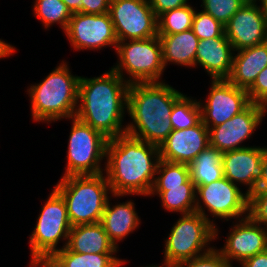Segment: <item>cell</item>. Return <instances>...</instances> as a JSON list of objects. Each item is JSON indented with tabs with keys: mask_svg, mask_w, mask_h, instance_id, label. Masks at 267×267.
I'll return each instance as SVG.
<instances>
[{
	"mask_svg": "<svg viewBox=\"0 0 267 267\" xmlns=\"http://www.w3.org/2000/svg\"><path fill=\"white\" fill-rule=\"evenodd\" d=\"M105 159L113 197L150 194L160 161L158 146L126 133L108 139Z\"/></svg>",
	"mask_w": 267,
	"mask_h": 267,
	"instance_id": "obj_1",
	"label": "cell"
},
{
	"mask_svg": "<svg viewBox=\"0 0 267 267\" xmlns=\"http://www.w3.org/2000/svg\"><path fill=\"white\" fill-rule=\"evenodd\" d=\"M129 84L112 68L102 76H80L75 116L106 138L126 134L122 124Z\"/></svg>",
	"mask_w": 267,
	"mask_h": 267,
	"instance_id": "obj_2",
	"label": "cell"
},
{
	"mask_svg": "<svg viewBox=\"0 0 267 267\" xmlns=\"http://www.w3.org/2000/svg\"><path fill=\"white\" fill-rule=\"evenodd\" d=\"M182 95L163 80L129 84L126 112L132 122L125 125L126 133L160 147L173 130L172 108Z\"/></svg>",
	"mask_w": 267,
	"mask_h": 267,
	"instance_id": "obj_3",
	"label": "cell"
},
{
	"mask_svg": "<svg viewBox=\"0 0 267 267\" xmlns=\"http://www.w3.org/2000/svg\"><path fill=\"white\" fill-rule=\"evenodd\" d=\"M79 80L62 61L42 82L31 85L27 92L33 121L50 123L75 117Z\"/></svg>",
	"mask_w": 267,
	"mask_h": 267,
	"instance_id": "obj_4",
	"label": "cell"
},
{
	"mask_svg": "<svg viewBox=\"0 0 267 267\" xmlns=\"http://www.w3.org/2000/svg\"><path fill=\"white\" fill-rule=\"evenodd\" d=\"M54 188L66 202L71 226L101 222L108 195H112L104 173L62 177Z\"/></svg>",
	"mask_w": 267,
	"mask_h": 267,
	"instance_id": "obj_5",
	"label": "cell"
},
{
	"mask_svg": "<svg viewBox=\"0 0 267 267\" xmlns=\"http://www.w3.org/2000/svg\"><path fill=\"white\" fill-rule=\"evenodd\" d=\"M115 52L119 61L112 69L128 84L160 82L165 70L159 36L119 41ZM123 70L129 78H125Z\"/></svg>",
	"mask_w": 267,
	"mask_h": 267,
	"instance_id": "obj_6",
	"label": "cell"
},
{
	"mask_svg": "<svg viewBox=\"0 0 267 267\" xmlns=\"http://www.w3.org/2000/svg\"><path fill=\"white\" fill-rule=\"evenodd\" d=\"M168 235L164 259L176 267L213 248L208 245L215 240V226L200 213L193 212L181 215Z\"/></svg>",
	"mask_w": 267,
	"mask_h": 267,
	"instance_id": "obj_7",
	"label": "cell"
},
{
	"mask_svg": "<svg viewBox=\"0 0 267 267\" xmlns=\"http://www.w3.org/2000/svg\"><path fill=\"white\" fill-rule=\"evenodd\" d=\"M68 141L67 164L62 177L103 173L101 161L106 157L108 138L76 116Z\"/></svg>",
	"mask_w": 267,
	"mask_h": 267,
	"instance_id": "obj_8",
	"label": "cell"
},
{
	"mask_svg": "<svg viewBox=\"0 0 267 267\" xmlns=\"http://www.w3.org/2000/svg\"><path fill=\"white\" fill-rule=\"evenodd\" d=\"M41 209L35 228L29 237L30 256L54 255L66 247L72 227L66 202L55 188ZM60 240L66 241L62 248L57 247Z\"/></svg>",
	"mask_w": 267,
	"mask_h": 267,
	"instance_id": "obj_9",
	"label": "cell"
},
{
	"mask_svg": "<svg viewBox=\"0 0 267 267\" xmlns=\"http://www.w3.org/2000/svg\"><path fill=\"white\" fill-rule=\"evenodd\" d=\"M242 192L237 185L226 177L210 184L196 187L195 212L200 213L215 226V239L218 237L219 230L214 220H211L209 215L205 213L204 208H207V211L215 219L219 217L229 221V219H242L240 218L242 216L245 218L248 216L249 195L246 192ZM201 201L205 207L202 206Z\"/></svg>",
	"mask_w": 267,
	"mask_h": 267,
	"instance_id": "obj_10",
	"label": "cell"
},
{
	"mask_svg": "<svg viewBox=\"0 0 267 267\" xmlns=\"http://www.w3.org/2000/svg\"><path fill=\"white\" fill-rule=\"evenodd\" d=\"M108 13L118 42L158 35L157 16L148 0H111Z\"/></svg>",
	"mask_w": 267,
	"mask_h": 267,
	"instance_id": "obj_11",
	"label": "cell"
},
{
	"mask_svg": "<svg viewBox=\"0 0 267 267\" xmlns=\"http://www.w3.org/2000/svg\"><path fill=\"white\" fill-rule=\"evenodd\" d=\"M74 50H101L113 46L116 50L118 39L109 13H73L65 30Z\"/></svg>",
	"mask_w": 267,
	"mask_h": 267,
	"instance_id": "obj_12",
	"label": "cell"
},
{
	"mask_svg": "<svg viewBox=\"0 0 267 267\" xmlns=\"http://www.w3.org/2000/svg\"><path fill=\"white\" fill-rule=\"evenodd\" d=\"M211 82L207 102L199 101L202 122L208 129L223 124L251 104L247 90L238 88L227 79Z\"/></svg>",
	"mask_w": 267,
	"mask_h": 267,
	"instance_id": "obj_13",
	"label": "cell"
},
{
	"mask_svg": "<svg viewBox=\"0 0 267 267\" xmlns=\"http://www.w3.org/2000/svg\"><path fill=\"white\" fill-rule=\"evenodd\" d=\"M266 113L267 107L251 103L245 110L233 118L208 129L209 145L222 153L245 148L246 146H242L241 143L254 134Z\"/></svg>",
	"mask_w": 267,
	"mask_h": 267,
	"instance_id": "obj_14",
	"label": "cell"
},
{
	"mask_svg": "<svg viewBox=\"0 0 267 267\" xmlns=\"http://www.w3.org/2000/svg\"><path fill=\"white\" fill-rule=\"evenodd\" d=\"M259 3H244L224 26L234 52L267 42V25Z\"/></svg>",
	"mask_w": 267,
	"mask_h": 267,
	"instance_id": "obj_15",
	"label": "cell"
},
{
	"mask_svg": "<svg viewBox=\"0 0 267 267\" xmlns=\"http://www.w3.org/2000/svg\"><path fill=\"white\" fill-rule=\"evenodd\" d=\"M228 234L224 247L218 251L230 264L233 261L241 264L247 258L267 250V227L249 216L239 219Z\"/></svg>",
	"mask_w": 267,
	"mask_h": 267,
	"instance_id": "obj_16",
	"label": "cell"
},
{
	"mask_svg": "<svg viewBox=\"0 0 267 267\" xmlns=\"http://www.w3.org/2000/svg\"><path fill=\"white\" fill-rule=\"evenodd\" d=\"M264 147H250L224 152L222 164L224 177L237 186L246 185V193L255 192L262 177V157ZM239 183V185H238Z\"/></svg>",
	"mask_w": 267,
	"mask_h": 267,
	"instance_id": "obj_17",
	"label": "cell"
},
{
	"mask_svg": "<svg viewBox=\"0 0 267 267\" xmlns=\"http://www.w3.org/2000/svg\"><path fill=\"white\" fill-rule=\"evenodd\" d=\"M208 146L209 131L201 120L193 127L172 130L159 147L160 159L189 165Z\"/></svg>",
	"mask_w": 267,
	"mask_h": 267,
	"instance_id": "obj_18",
	"label": "cell"
},
{
	"mask_svg": "<svg viewBox=\"0 0 267 267\" xmlns=\"http://www.w3.org/2000/svg\"><path fill=\"white\" fill-rule=\"evenodd\" d=\"M233 46L227 37L199 40L195 67L202 66L212 80L227 79L233 64Z\"/></svg>",
	"mask_w": 267,
	"mask_h": 267,
	"instance_id": "obj_19",
	"label": "cell"
},
{
	"mask_svg": "<svg viewBox=\"0 0 267 267\" xmlns=\"http://www.w3.org/2000/svg\"><path fill=\"white\" fill-rule=\"evenodd\" d=\"M267 67V42L237 51L227 80L248 90L258 74Z\"/></svg>",
	"mask_w": 267,
	"mask_h": 267,
	"instance_id": "obj_20",
	"label": "cell"
},
{
	"mask_svg": "<svg viewBox=\"0 0 267 267\" xmlns=\"http://www.w3.org/2000/svg\"><path fill=\"white\" fill-rule=\"evenodd\" d=\"M109 200L104 208L101 223L109 239L118 247L117 243L132 234L141 222L135 211L134 202L129 200L112 205Z\"/></svg>",
	"mask_w": 267,
	"mask_h": 267,
	"instance_id": "obj_21",
	"label": "cell"
},
{
	"mask_svg": "<svg viewBox=\"0 0 267 267\" xmlns=\"http://www.w3.org/2000/svg\"><path fill=\"white\" fill-rule=\"evenodd\" d=\"M67 247L76 253H117L101 222L72 226Z\"/></svg>",
	"mask_w": 267,
	"mask_h": 267,
	"instance_id": "obj_22",
	"label": "cell"
},
{
	"mask_svg": "<svg viewBox=\"0 0 267 267\" xmlns=\"http://www.w3.org/2000/svg\"><path fill=\"white\" fill-rule=\"evenodd\" d=\"M162 46V60L164 67L167 64L195 67V55L199 38L193 30L175 34H158Z\"/></svg>",
	"mask_w": 267,
	"mask_h": 267,
	"instance_id": "obj_23",
	"label": "cell"
},
{
	"mask_svg": "<svg viewBox=\"0 0 267 267\" xmlns=\"http://www.w3.org/2000/svg\"><path fill=\"white\" fill-rule=\"evenodd\" d=\"M154 194L159 195L166 211L179 212L181 215L195 212L196 187L190 178L180 186L152 187L149 196Z\"/></svg>",
	"mask_w": 267,
	"mask_h": 267,
	"instance_id": "obj_24",
	"label": "cell"
},
{
	"mask_svg": "<svg viewBox=\"0 0 267 267\" xmlns=\"http://www.w3.org/2000/svg\"><path fill=\"white\" fill-rule=\"evenodd\" d=\"M222 155V152L209 145L189 164L190 179L195 187L210 184L224 177Z\"/></svg>",
	"mask_w": 267,
	"mask_h": 267,
	"instance_id": "obj_25",
	"label": "cell"
},
{
	"mask_svg": "<svg viewBox=\"0 0 267 267\" xmlns=\"http://www.w3.org/2000/svg\"><path fill=\"white\" fill-rule=\"evenodd\" d=\"M113 254L115 253H76L66 246L54 256L65 267H120L126 263Z\"/></svg>",
	"mask_w": 267,
	"mask_h": 267,
	"instance_id": "obj_26",
	"label": "cell"
},
{
	"mask_svg": "<svg viewBox=\"0 0 267 267\" xmlns=\"http://www.w3.org/2000/svg\"><path fill=\"white\" fill-rule=\"evenodd\" d=\"M33 7L35 16L45 29L58 23L65 32L72 13L62 0H35Z\"/></svg>",
	"mask_w": 267,
	"mask_h": 267,
	"instance_id": "obj_27",
	"label": "cell"
},
{
	"mask_svg": "<svg viewBox=\"0 0 267 267\" xmlns=\"http://www.w3.org/2000/svg\"><path fill=\"white\" fill-rule=\"evenodd\" d=\"M170 120L173 130H183L197 125L202 120L199 101L183 94L174 103Z\"/></svg>",
	"mask_w": 267,
	"mask_h": 267,
	"instance_id": "obj_28",
	"label": "cell"
},
{
	"mask_svg": "<svg viewBox=\"0 0 267 267\" xmlns=\"http://www.w3.org/2000/svg\"><path fill=\"white\" fill-rule=\"evenodd\" d=\"M196 10L187 4L161 14L157 18L158 34H175L192 29Z\"/></svg>",
	"mask_w": 267,
	"mask_h": 267,
	"instance_id": "obj_29",
	"label": "cell"
},
{
	"mask_svg": "<svg viewBox=\"0 0 267 267\" xmlns=\"http://www.w3.org/2000/svg\"><path fill=\"white\" fill-rule=\"evenodd\" d=\"M153 187H175L184 184L190 178L188 164L174 163L160 159Z\"/></svg>",
	"mask_w": 267,
	"mask_h": 267,
	"instance_id": "obj_30",
	"label": "cell"
},
{
	"mask_svg": "<svg viewBox=\"0 0 267 267\" xmlns=\"http://www.w3.org/2000/svg\"><path fill=\"white\" fill-rule=\"evenodd\" d=\"M192 30L199 40L226 37L224 25L204 11L195 12Z\"/></svg>",
	"mask_w": 267,
	"mask_h": 267,
	"instance_id": "obj_31",
	"label": "cell"
},
{
	"mask_svg": "<svg viewBox=\"0 0 267 267\" xmlns=\"http://www.w3.org/2000/svg\"><path fill=\"white\" fill-rule=\"evenodd\" d=\"M243 4L242 0H202L200 7L225 26Z\"/></svg>",
	"mask_w": 267,
	"mask_h": 267,
	"instance_id": "obj_32",
	"label": "cell"
},
{
	"mask_svg": "<svg viewBox=\"0 0 267 267\" xmlns=\"http://www.w3.org/2000/svg\"><path fill=\"white\" fill-rule=\"evenodd\" d=\"M176 267H234L215 247L208 252L185 260Z\"/></svg>",
	"mask_w": 267,
	"mask_h": 267,
	"instance_id": "obj_33",
	"label": "cell"
},
{
	"mask_svg": "<svg viewBox=\"0 0 267 267\" xmlns=\"http://www.w3.org/2000/svg\"><path fill=\"white\" fill-rule=\"evenodd\" d=\"M248 216L267 227V191H255L249 195Z\"/></svg>",
	"mask_w": 267,
	"mask_h": 267,
	"instance_id": "obj_34",
	"label": "cell"
},
{
	"mask_svg": "<svg viewBox=\"0 0 267 267\" xmlns=\"http://www.w3.org/2000/svg\"><path fill=\"white\" fill-rule=\"evenodd\" d=\"M251 103L267 107V67L257 76L253 85L247 90Z\"/></svg>",
	"mask_w": 267,
	"mask_h": 267,
	"instance_id": "obj_35",
	"label": "cell"
},
{
	"mask_svg": "<svg viewBox=\"0 0 267 267\" xmlns=\"http://www.w3.org/2000/svg\"><path fill=\"white\" fill-rule=\"evenodd\" d=\"M151 8L155 12L157 18L170 10L183 7L188 4V0H148Z\"/></svg>",
	"mask_w": 267,
	"mask_h": 267,
	"instance_id": "obj_36",
	"label": "cell"
},
{
	"mask_svg": "<svg viewBox=\"0 0 267 267\" xmlns=\"http://www.w3.org/2000/svg\"><path fill=\"white\" fill-rule=\"evenodd\" d=\"M111 0H82L81 13L104 14L109 12Z\"/></svg>",
	"mask_w": 267,
	"mask_h": 267,
	"instance_id": "obj_37",
	"label": "cell"
},
{
	"mask_svg": "<svg viewBox=\"0 0 267 267\" xmlns=\"http://www.w3.org/2000/svg\"><path fill=\"white\" fill-rule=\"evenodd\" d=\"M31 267H65L54 255H32Z\"/></svg>",
	"mask_w": 267,
	"mask_h": 267,
	"instance_id": "obj_38",
	"label": "cell"
},
{
	"mask_svg": "<svg viewBox=\"0 0 267 267\" xmlns=\"http://www.w3.org/2000/svg\"><path fill=\"white\" fill-rule=\"evenodd\" d=\"M242 267H267V250L247 258L241 263Z\"/></svg>",
	"mask_w": 267,
	"mask_h": 267,
	"instance_id": "obj_39",
	"label": "cell"
},
{
	"mask_svg": "<svg viewBox=\"0 0 267 267\" xmlns=\"http://www.w3.org/2000/svg\"><path fill=\"white\" fill-rule=\"evenodd\" d=\"M261 162H262V177L257 183L255 191H267V147L265 146Z\"/></svg>",
	"mask_w": 267,
	"mask_h": 267,
	"instance_id": "obj_40",
	"label": "cell"
},
{
	"mask_svg": "<svg viewBox=\"0 0 267 267\" xmlns=\"http://www.w3.org/2000/svg\"><path fill=\"white\" fill-rule=\"evenodd\" d=\"M15 48L10 44L0 39V58H6L12 56L15 53Z\"/></svg>",
	"mask_w": 267,
	"mask_h": 267,
	"instance_id": "obj_41",
	"label": "cell"
},
{
	"mask_svg": "<svg viewBox=\"0 0 267 267\" xmlns=\"http://www.w3.org/2000/svg\"><path fill=\"white\" fill-rule=\"evenodd\" d=\"M62 1L67 5L72 14L81 13L82 0H62Z\"/></svg>",
	"mask_w": 267,
	"mask_h": 267,
	"instance_id": "obj_42",
	"label": "cell"
},
{
	"mask_svg": "<svg viewBox=\"0 0 267 267\" xmlns=\"http://www.w3.org/2000/svg\"><path fill=\"white\" fill-rule=\"evenodd\" d=\"M259 1L261 2L259 6L261 8L262 15L264 16L267 25V0H259Z\"/></svg>",
	"mask_w": 267,
	"mask_h": 267,
	"instance_id": "obj_43",
	"label": "cell"
},
{
	"mask_svg": "<svg viewBox=\"0 0 267 267\" xmlns=\"http://www.w3.org/2000/svg\"><path fill=\"white\" fill-rule=\"evenodd\" d=\"M145 267H174L172 264L168 263L165 259H164V263L163 265L161 264V266H157V265H149V266H145Z\"/></svg>",
	"mask_w": 267,
	"mask_h": 267,
	"instance_id": "obj_44",
	"label": "cell"
},
{
	"mask_svg": "<svg viewBox=\"0 0 267 267\" xmlns=\"http://www.w3.org/2000/svg\"><path fill=\"white\" fill-rule=\"evenodd\" d=\"M244 3H257L259 0H242Z\"/></svg>",
	"mask_w": 267,
	"mask_h": 267,
	"instance_id": "obj_45",
	"label": "cell"
}]
</instances>
